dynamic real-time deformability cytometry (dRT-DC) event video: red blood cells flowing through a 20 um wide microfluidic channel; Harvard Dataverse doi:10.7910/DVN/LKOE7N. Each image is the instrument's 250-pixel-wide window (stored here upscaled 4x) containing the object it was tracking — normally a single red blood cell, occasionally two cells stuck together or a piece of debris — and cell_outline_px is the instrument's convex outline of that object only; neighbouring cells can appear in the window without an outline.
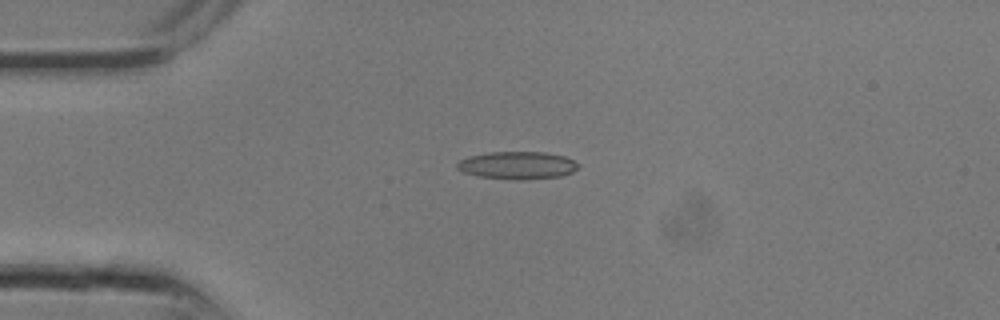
{"species": "common noctule bat (a hibernating species)", "species_latin": "Nyctalus noctula", "temperature_condition": "room temperature", "stored_images_in_passage": 15, "camera_frame_rate_fps": 3000, "um_per_image_px": 0.085, "animal": {"sex": "male", "body_mass_g": 13.3}, "frame": {"image": 1, "passage_image": 7, "time_ms": 2.0, "image_size_px": [1000, 320], "cell_outline_px": [[580, 164], [572, 172], [560, 176], [524, 180], [520, 180], [476, 176], [464, 172], [456, 168], [456, 164], [460, 160], [468, 156], [492, 152], [544, 152], [564, 156]], "centroid_in_image_um": [43.96, 14.05], "position_along_channel_um": 41.0, "area_um2": 19.42}}
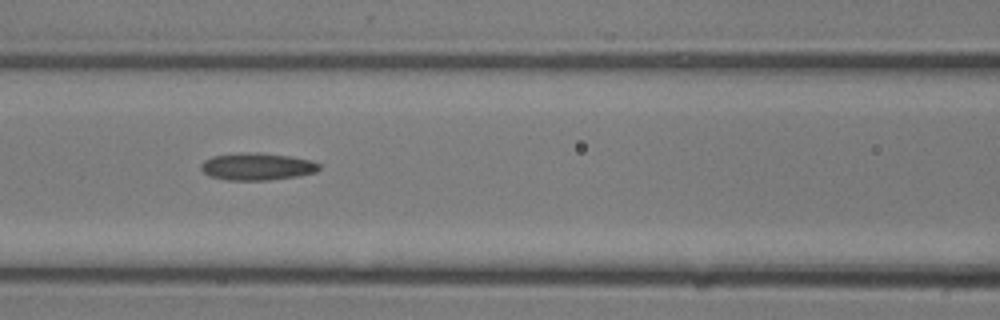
{"frame": {"image": 2, "passage_image": 12, "time_ms": 3.667, "image_size_px": [1000, 320], "cell_outline_px": [[320, 168], [316, 172], [296, 176], [268, 180], [228, 180], [208, 176], [200, 168], [200, 164], [204, 160], [212, 156], [240, 152], [260, 152], [292, 156], [312, 160], [320, 164]], "centroid_in_image_um": [21.84, 14.14], "position_along_channel_um": 144.8, "area_um2": 19.02}}
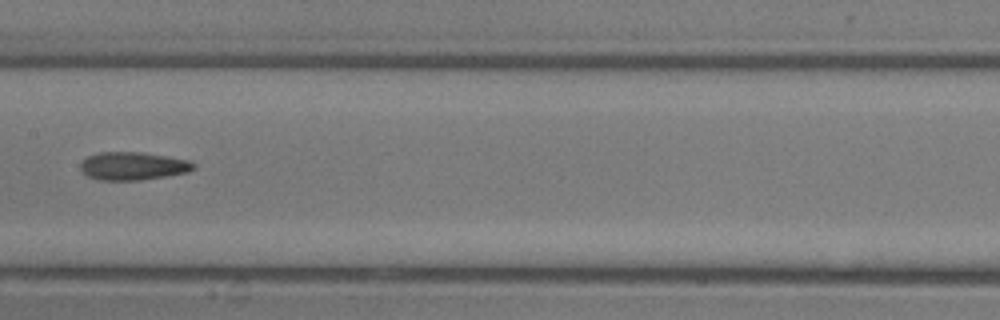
{"frame": {"image": 3, "passage_image": 14, "time_ms": 4.333, "image_size_px": [1000, 320], "cell_outline_px": [[196, 168], [188, 172], [140, 180], [100, 180], [88, 176], [80, 168], [80, 164], [88, 156], [100, 152], [140, 152], [192, 160], [196, 164]], "centroid_in_image_um": [11.35, 14.1], "position_along_channel_um": 196.1, "area_um2": 18.44}}